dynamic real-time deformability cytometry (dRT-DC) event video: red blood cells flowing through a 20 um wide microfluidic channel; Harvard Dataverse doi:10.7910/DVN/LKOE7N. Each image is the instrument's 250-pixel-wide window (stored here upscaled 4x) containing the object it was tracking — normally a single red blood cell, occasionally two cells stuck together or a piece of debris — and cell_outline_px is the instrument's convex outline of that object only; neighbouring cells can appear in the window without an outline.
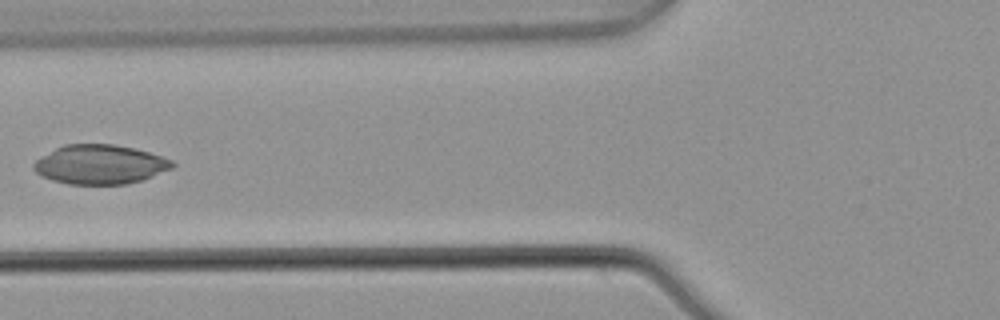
{"species": "common noctule bat (a hibernating species)", "species_latin": "Nyctalus noctula", "temperature_condition": "warm", "stored_images_in_passage": 5, "camera_frame_rate_fps": 3000, "um_per_image_px": 0.085, "animal": {"sex": "male", "body_mass_g": 21.5, "forearm_length_mm": 52.0}, "frame": {"image": 1, "passage_image": 5, "time_ms": 1.333, "image_size_px": [1000, 320], "cell_outline_px": [[176, 164], [172, 168], [144, 180], [128, 184], [68, 184], [52, 180], [40, 176], [32, 168], [32, 164], [40, 156], [64, 144], [116, 144], [148, 152], [172, 160]], "centroid_in_image_um": [8.48, 13.98], "position_along_channel_um": 117.3, "area_um2": 31.91}}